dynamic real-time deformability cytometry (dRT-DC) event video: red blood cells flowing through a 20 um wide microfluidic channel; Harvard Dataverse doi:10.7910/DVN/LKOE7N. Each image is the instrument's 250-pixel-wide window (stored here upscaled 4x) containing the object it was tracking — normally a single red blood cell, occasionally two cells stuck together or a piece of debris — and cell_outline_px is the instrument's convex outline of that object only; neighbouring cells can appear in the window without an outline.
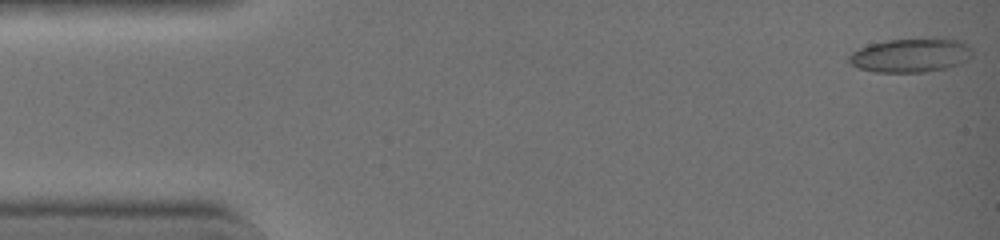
{"species": "common noctule bat (a hibernating species)", "species_latin": "Nyctalus noctula", "temperature_condition": "warm", "stored_images_in_passage": 43, "camera_frame_rate_fps": 3000, "um_per_image_px": 0.085, "animal": {"sex": "female", "body_mass_g": 19.0, "forearm_length_mm": 51.5}, "frame": {"image": 1, "passage_image": 1, "time_ms": 0.0, "image_size_px": [1000, 240], "cell_outline_px": [[972, 56], [968, 60], [960, 64], [944, 68], [924, 72], [876, 72], [856, 68], [848, 64], [848, 56], [852, 52], [868, 44], [888, 40], [932, 36], [944, 36], [964, 40], [972, 48]], "centroid_in_image_um": [77.47, 4.65], "position_along_channel_um": 7.5, "area_um2": 25.49}}
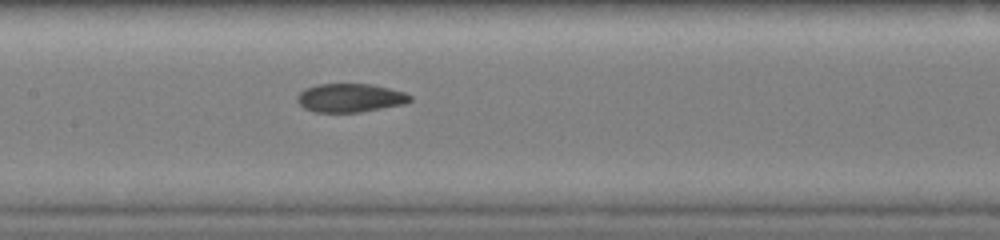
{"frame": {"image": 2, "passage_image": 21, "time_ms": 6.667, "image_size_px": [1000, 240], "cell_outline_px": [[412, 100], [404, 104], [360, 112], [316, 112], [304, 108], [296, 100], [296, 96], [304, 88], [316, 84], [372, 84], [404, 92], [412, 96]], "centroid_in_image_um": [29.74, 8.31], "position_along_channel_um": 177.7, "area_um2": 18.84}}
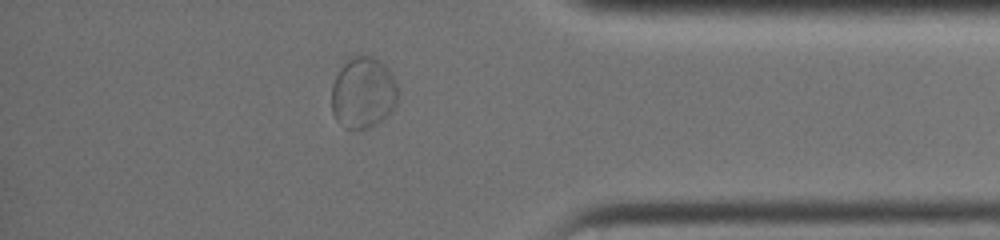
{"frame": {"image": 3, "passage_image": 37, "time_ms": 12.0, "image_size_px": [1000, 240], "cell_outline_px": [[396, 104], [380, 120], [368, 128], [356, 132], [344, 128], [336, 120], [332, 112], [332, 84], [344, 60], [348, 56], [360, 52], [364, 52], [380, 60], [392, 72], [396, 80]], "centroid_in_image_um": [30.82, 7.83], "position_along_channel_um": 404.4, "area_um2": 28.26}}